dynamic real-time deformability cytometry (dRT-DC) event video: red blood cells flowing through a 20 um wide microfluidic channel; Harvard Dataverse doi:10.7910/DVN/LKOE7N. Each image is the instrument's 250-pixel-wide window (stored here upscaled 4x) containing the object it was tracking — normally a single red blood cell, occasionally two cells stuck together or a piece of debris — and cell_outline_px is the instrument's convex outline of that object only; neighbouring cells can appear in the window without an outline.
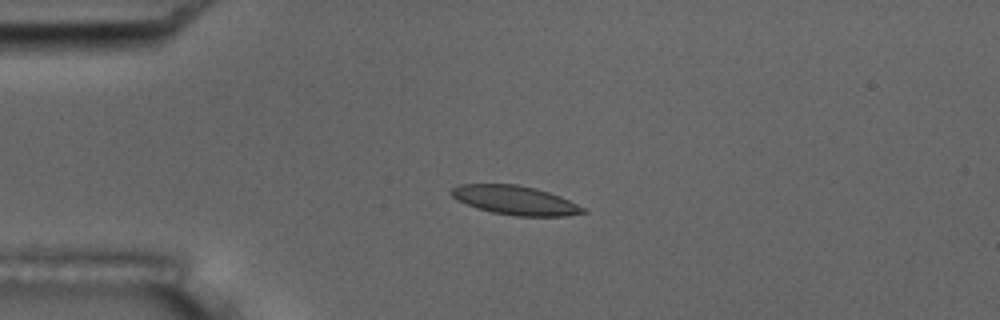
{"species": "common noctule bat (a hibernating species)", "species_latin": "Nyctalus noctula", "temperature_condition": "room temperature", "stored_images_in_passage": 5, "camera_frame_rate_fps": 3000, "um_per_image_px": 0.085, "animal": {"sex": "male", "body_mass_g": 17.5, "forearm_length_mm": 52.3}, "frame": {"image": 1, "passage_image": 3, "time_ms": 2.333, "image_size_px": [1000, 320], "cell_outline_px": [[588, 212], [564, 216], [516, 216], [492, 212], [476, 208], [456, 200], [448, 192], [452, 188], [460, 184], [516, 184], [536, 188], [560, 196], [584, 208]], "centroid_in_image_um": [43.74, 17.02], "position_along_channel_um": 41.3, "area_um2": 22.25}}